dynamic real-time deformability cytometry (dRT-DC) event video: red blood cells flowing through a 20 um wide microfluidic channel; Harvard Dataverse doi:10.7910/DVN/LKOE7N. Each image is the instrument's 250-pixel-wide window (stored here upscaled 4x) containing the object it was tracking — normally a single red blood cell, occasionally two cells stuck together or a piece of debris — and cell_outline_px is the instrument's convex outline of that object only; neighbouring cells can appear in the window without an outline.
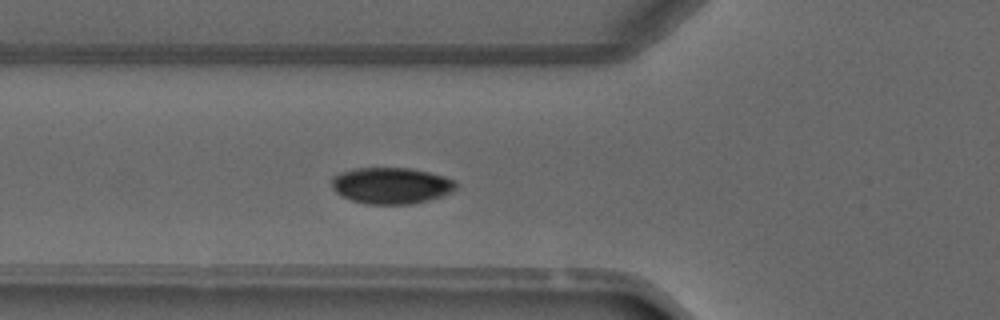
{"species": "common noctule bat (a hibernating species)", "species_latin": "Nyctalus noctula", "temperature_condition": "warm", "stored_images_in_passage": 4, "camera_frame_rate_fps": 3000, "um_per_image_px": 0.085, "animal": {"sex": "male", "forearm_length_mm": 52.5}, "frame": {"image": 1, "passage_image": 3, "time_ms": 3.0, "image_size_px": [1000, 320], "cell_outline_px": [[460, 188], [444, 196], [412, 204], [364, 204], [352, 200], [336, 192], [332, 188], [328, 180], [332, 176], [340, 172], [352, 168], [412, 168], [444, 176], [456, 180], [460, 184]], "centroid_in_image_um": [33.28, 15.77], "position_along_channel_um": 92.5, "area_um2": 26.93}}